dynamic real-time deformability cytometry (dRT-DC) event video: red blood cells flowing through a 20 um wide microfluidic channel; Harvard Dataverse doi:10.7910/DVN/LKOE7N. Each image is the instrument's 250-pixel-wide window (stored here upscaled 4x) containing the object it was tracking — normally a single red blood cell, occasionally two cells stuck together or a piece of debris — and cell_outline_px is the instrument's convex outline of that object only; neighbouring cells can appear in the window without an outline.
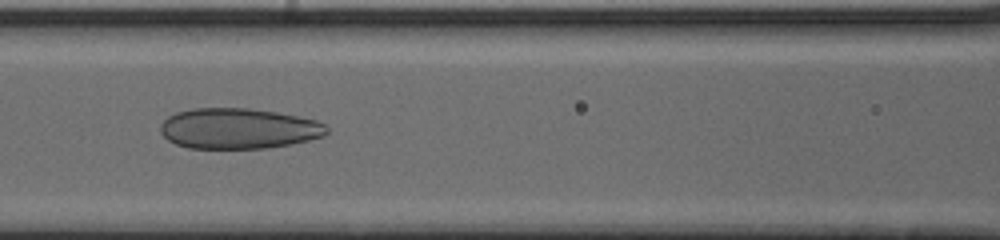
{"species": "human", "species_latin": "Homo sapiens", "temperature_condition": "cold", "stored_images_in_passage": 41, "camera_frame_rate_fps": 3000, "um_per_image_px": 0.085, "donor": {"sex": "male"}, "frame": {"image": 1, "passage_image": 16, "time_ms": 5.0, "image_size_px": [1000, 240], "cell_outline_px": [[328, 132], [324, 136], [292, 144], [264, 148], [188, 148], [176, 144], [168, 140], [160, 132], [160, 124], [168, 116], [176, 112], [196, 108], [248, 108], [276, 112], [316, 120], [324, 124], [328, 128]], "centroid_in_image_um": [20.26, 10.92], "position_along_channel_um": 146.3, "area_um2": 39.3}}
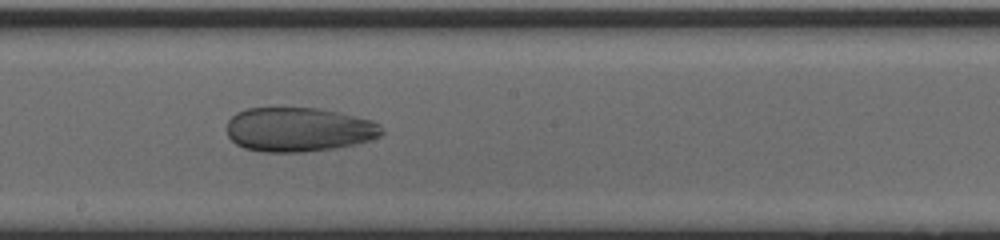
{"frame": {"image": 2, "passage_image": 22, "time_ms": 7.0, "image_size_px": [1000, 240], "cell_outline_px": [[384, 132], [380, 136], [368, 140], [336, 148], [304, 152], [264, 152], [244, 148], [236, 144], [228, 136], [228, 120], [236, 112], [248, 108], [320, 108], [340, 112], [372, 120], [380, 124]], "centroid_in_image_um": [25.39, 11.0], "position_along_channel_um": 222.8, "area_um2": 40.06}}
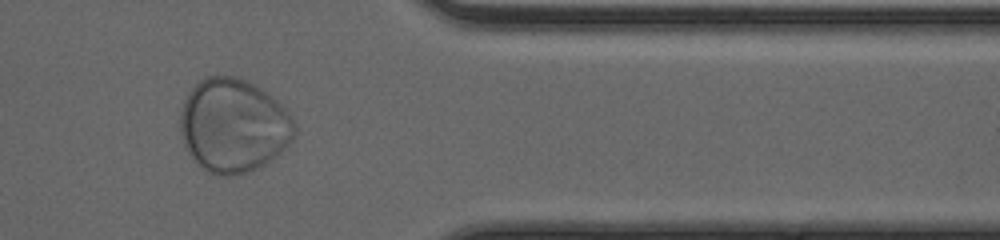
{"frame": {"image": 3, "passage_image": 36, "time_ms": 11.667, "image_size_px": [1000, 240], "cell_outline_px": [[296, 132], [288, 148], [264, 164], [248, 172], [232, 176], [216, 176], [200, 168], [192, 160], [184, 144], [180, 132], [180, 112], [184, 100], [188, 92], [204, 76], [232, 76], [244, 80], [260, 88], [276, 100], [288, 112], [296, 124]], "centroid_in_image_um": [19.83, 10.7], "position_along_channel_um": 391.6, "area_um2": 62.89}}